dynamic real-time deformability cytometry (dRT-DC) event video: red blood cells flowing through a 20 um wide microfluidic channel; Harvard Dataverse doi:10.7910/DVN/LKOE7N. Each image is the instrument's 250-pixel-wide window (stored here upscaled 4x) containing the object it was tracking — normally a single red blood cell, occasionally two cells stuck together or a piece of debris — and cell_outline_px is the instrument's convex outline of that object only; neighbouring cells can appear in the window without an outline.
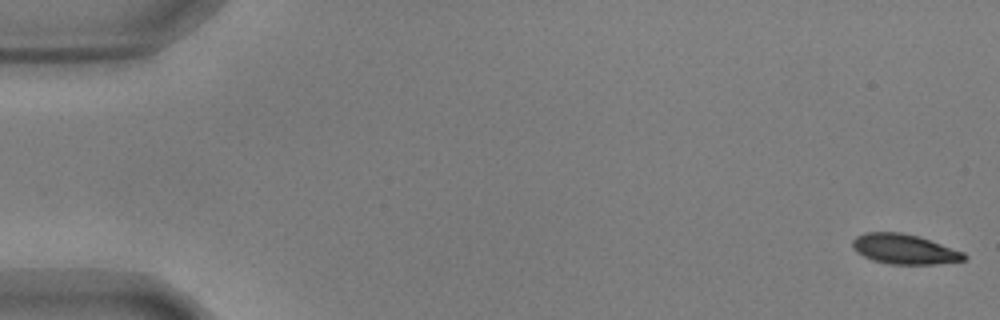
{"species": "common noctule bat (a hibernating species)", "species_latin": "Nyctalus noctula", "temperature_condition": "warm", "stored_images_in_passage": 57, "segment_of_instrument_passage": [1, 2], "camera_frame_rate_fps": 3000, "um_per_image_px": 0.085, "animal": {"sex": "male", "body_mass_g": 17.9, "forearm_length_mm": 54.2}, "frame": {"image": 1, "passage_image": 1, "time_ms": 0.0, "image_size_px": [1000, 320], "cell_outline_px": [[968, 256], [964, 260], [936, 264], [888, 264], [872, 260], [856, 252], [852, 244], [852, 240], [856, 236], [864, 232], [900, 232], [916, 236], [964, 252]], "centroid_in_image_um": [76.83, 21.18], "position_along_channel_um": 8.2, "area_um2": 19.31}}
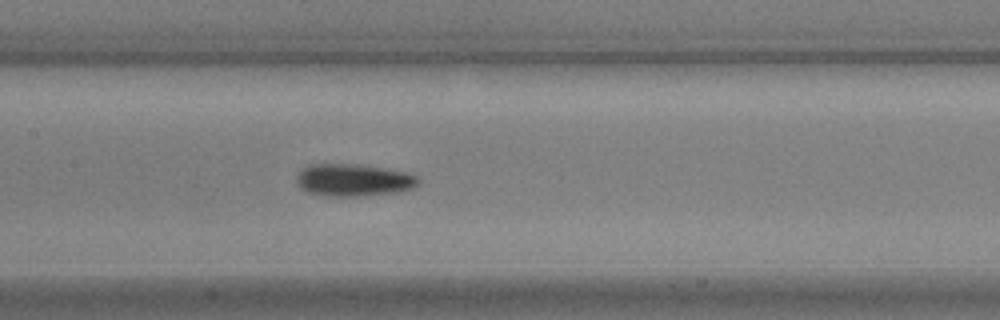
{"frame": {"image": 2, "passage_image": 27, "time_ms": 8.667, "image_size_px": [1000, 320], "cell_outline_px": [[420, 180], [412, 188], [396, 192], [360, 196], [324, 196], [308, 192], [300, 188], [296, 184], [296, 176], [308, 164], [360, 164], [408, 172], [416, 176]], "centroid_in_image_um": [30.01, 15.3], "position_along_channel_um": 177.4, "area_um2": 23.0}}
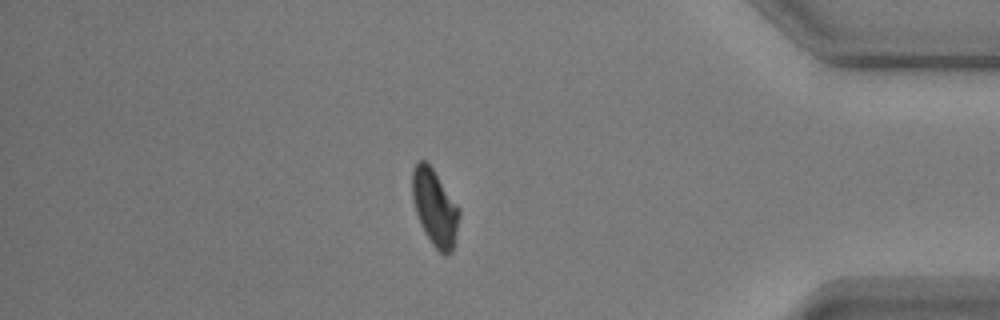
{"frame": {"image": 3, "passage_image": 48, "time_ms": 15.667, "image_size_px": [1000, 320], "cell_outline_px": [[460, 216], [452, 252], [448, 256], [444, 256], [432, 244], [424, 232], [420, 224], [412, 200], [412, 172], [416, 164], [420, 160], [424, 160], [432, 168], [460, 208]], "centroid_in_image_um": [36.96, 17.68], "position_along_channel_um": 398.2, "area_um2": 20.87}}